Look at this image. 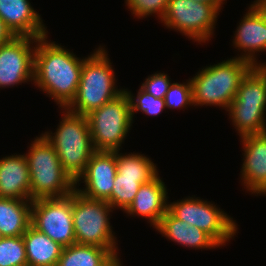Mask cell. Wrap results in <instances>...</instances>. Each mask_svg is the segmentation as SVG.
I'll return each mask as SVG.
<instances>
[{
    "label": "cell",
    "mask_w": 266,
    "mask_h": 266,
    "mask_svg": "<svg viewBox=\"0 0 266 266\" xmlns=\"http://www.w3.org/2000/svg\"><path fill=\"white\" fill-rule=\"evenodd\" d=\"M48 36L37 39L34 53V84L63 109L74 100L81 78L84 58L47 41Z\"/></svg>",
    "instance_id": "cell-1"
},
{
    "label": "cell",
    "mask_w": 266,
    "mask_h": 266,
    "mask_svg": "<svg viewBox=\"0 0 266 266\" xmlns=\"http://www.w3.org/2000/svg\"><path fill=\"white\" fill-rule=\"evenodd\" d=\"M253 67L248 61L235 57L206 66L190 79L192 105H212L227 110L242 79Z\"/></svg>",
    "instance_id": "cell-2"
},
{
    "label": "cell",
    "mask_w": 266,
    "mask_h": 266,
    "mask_svg": "<svg viewBox=\"0 0 266 266\" xmlns=\"http://www.w3.org/2000/svg\"><path fill=\"white\" fill-rule=\"evenodd\" d=\"M105 51L99 46L84 58L76 96L66 108L69 112L86 116L124 91L116 87L115 72Z\"/></svg>",
    "instance_id": "cell-3"
},
{
    "label": "cell",
    "mask_w": 266,
    "mask_h": 266,
    "mask_svg": "<svg viewBox=\"0 0 266 266\" xmlns=\"http://www.w3.org/2000/svg\"><path fill=\"white\" fill-rule=\"evenodd\" d=\"M31 143L24 154L30 172V201L70 195L75 182L63 169L55 148L42 134Z\"/></svg>",
    "instance_id": "cell-4"
},
{
    "label": "cell",
    "mask_w": 266,
    "mask_h": 266,
    "mask_svg": "<svg viewBox=\"0 0 266 266\" xmlns=\"http://www.w3.org/2000/svg\"><path fill=\"white\" fill-rule=\"evenodd\" d=\"M65 110L56 132L42 135L55 148L65 172L76 182L84 173L95 149L86 116Z\"/></svg>",
    "instance_id": "cell-5"
},
{
    "label": "cell",
    "mask_w": 266,
    "mask_h": 266,
    "mask_svg": "<svg viewBox=\"0 0 266 266\" xmlns=\"http://www.w3.org/2000/svg\"><path fill=\"white\" fill-rule=\"evenodd\" d=\"M227 111L240 137L266 132V66L246 74Z\"/></svg>",
    "instance_id": "cell-6"
},
{
    "label": "cell",
    "mask_w": 266,
    "mask_h": 266,
    "mask_svg": "<svg viewBox=\"0 0 266 266\" xmlns=\"http://www.w3.org/2000/svg\"><path fill=\"white\" fill-rule=\"evenodd\" d=\"M113 208L107 201L90 199L72 192V217L77 244L118 249L109 217Z\"/></svg>",
    "instance_id": "cell-7"
},
{
    "label": "cell",
    "mask_w": 266,
    "mask_h": 266,
    "mask_svg": "<svg viewBox=\"0 0 266 266\" xmlns=\"http://www.w3.org/2000/svg\"><path fill=\"white\" fill-rule=\"evenodd\" d=\"M86 118L95 151H119L133 123L126 91L90 112Z\"/></svg>",
    "instance_id": "cell-8"
},
{
    "label": "cell",
    "mask_w": 266,
    "mask_h": 266,
    "mask_svg": "<svg viewBox=\"0 0 266 266\" xmlns=\"http://www.w3.org/2000/svg\"><path fill=\"white\" fill-rule=\"evenodd\" d=\"M223 3L169 0L162 18L165 27L179 31L201 44L213 35Z\"/></svg>",
    "instance_id": "cell-9"
},
{
    "label": "cell",
    "mask_w": 266,
    "mask_h": 266,
    "mask_svg": "<svg viewBox=\"0 0 266 266\" xmlns=\"http://www.w3.org/2000/svg\"><path fill=\"white\" fill-rule=\"evenodd\" d=\"M168 210L177 219L203 230L221 247L237 233V224L232 217L218 209L214 203L198 197L170 202Z\"/></svg>",
    "instance_id": "cell-10"
},
{
    "label": "cell",
    "mask_w": 266,
    "mask_h": 266,
    "mask_svg": "<svg viewBox=\"0 0 266 266\" xmlns=\"http://www.w3.org/2000/svg\"><path fill=\"white\" fill-rule=\"evenodd\" d=\"M31 226L63 247L75 244L72 193L60 198L33 200Z\"/></svg>",
    "instance_id": "cell-11"
},
{
    "label": "cell",
    "mask_w": 266,
    "mask_h": 266,
    "mask_svg": "<svg viewBox=\"0 0 266 266\" xmlns=\"http://www.w3.org/2000/svg\"><path fill=\"white\" fill-rule=\"evenodd\" d=\"M37 39L29 36H15L8 43L0 45L1 89L34 81V53Z\"/></svg>",
    "instance_id": "cell-12"
},
{
    "label": "cell",
    "mask_w": 266,
    "mask_h": 266,
    "mask_svg": "<svg viewBox=\"0 0 266 266\" xmlns=\"http://www.w3.org/2000/svg\"><path fill=\"white\" fill-rule=\"evenodd\" d=\"M116 173V152L95 151L84 173L75 182V190L90 199L106 201L111 196ZM81 179L85 189L77 188Z\"/></svg>",
    "instance_id": "cell-13"
},
{
    "label": "cell",
    "mask_w": 266,
    "mask_h": 266,
    "mask_svg": "<svg viewBox=\"0 0 266 266\" xmlns=\"http://www.w3.org/2000/svg\"><path fill=\"white\" fill-rule=\"evenodd\" d=\"M248 9L239 22L232 41L235 48L245 53L235 58L248 61L253 66H266L265 63L257 62L255 57L257 52L266 51V17L254 2Z\"/></svg>",
    "instance_id": "cell-14"
},
{
    "label": "cell",
    "mask_w": 266,
    "mask_h": 266,
    "mask_svg": "<svg viewBox=\"0 0 266 266\" xmlns=\"http://www.w3.org/2000/svg\"><path fill=\"white\" fill-rule=\"evenodd\" d=\"M244 151L241 180L247 191L266 196V132L241 137Z\"/></svg>",
    "instance_id": "cell-15"
},
{
    "label": "cell",
    "mask_w": 266,
    "mask_h": 266,
    "mask_svg": "<svg viewBox=\"0 0 266 266\" xmlns=\"http://www.w3.org/2000/svg\"><path fill=\"white\" fill-rule=\"evenodd\" d=\"M158 175L140 186L134 200L124 211L128 215L145 217L154 228L158 226L169 206L167 187Z\"/></svg>",
    "instance_id": "cell-16"
},
{
    "label": "cell",
    "mask_w": 266,
    "mask_h": 266,
    "mask_svg": "<svg viewBox=\"0 0 266 266\" xmlns=\"http://www.w3.org/2000/svg\"><path fill=\"white\" fill-rule=\"evenodd\" d=\"M40 17L29 0H0V18L15 36L48 35Z\"/></svg>",
    "instance_id": "cell-17"
},
{
    "label": "cell",
    "mask_w": 266,
    "mask_h": 266,
    "mask_svg": "<svg viewBox=\"0 0 266 266\" xmlns=\"http://www.w3.org/2000/svg\"><path fill=\"white\" fill-rule=\"evenodd\" d=\"M30 172L23 154L0 159V198L30 200Z\"/></svg>",
    "instance_id": "cell-18"
},
{
    "label": "cell",
    "mask_w": 266,
    "mask_h": 266,
    "mask_svg": "<svg viewBox=\"0 0 266 266\" xmlns=\"http://www.w3.org/2000/svg\"><path fill=\"white\" fill-rule=\"evenodd\" d=\"M155 229L169 240L189 248L214 249L220 247L203 230L177 219L169 210Z\"/></svg>",
    "instance_id": "cell-19"
},
{
    "label": "cell",
    "mask_w": 266,
    "mask_h": 266,
    "mask_svg": "<svg viewBox=\"0 0 266 266\" xmlns=\"http://www.w3.org/2000/svg\"><path fill=\"white\" fill-rule=\"evenodd\" d=\"M28 266H56L63 246L30 226L22 235Z\"/></svg>",
    "instance_id": "cell-20"
},
{
    "label": "cell",
    "mask_w": 266,
    "mask_h": 266,
    "mask_svg": "<svg viewBox=\"0 0 266 266\" xmlns=\"http://www.w3.org/2000/svg\"><path fill=\"white\" fill-rule=\"evenodd\" d=\"M32 201L0 198V231L3 237L22 236L31 226Z\"/></svg>",
    "instance_id": "cell-21"
},
{
    "label": "cell",
    "mask_w": 266,
    "mask_h": 266,
    "mask_svg": "<svg viewBox=\"0 0 266 266\" xmlns=\"http://www.w3.org/2000/svg\"><path fill=\"white\" fill-rule=\"evenodd\" d=\"M117 254V249L75 243L63 248L56 266H110Z\"/></svg>",
    "instance_id": "cell-22"
},
{
    "label": "cell",
    "mask_w": 266,
    "mask_h": 266,
    "mask_svg": "<svg viewBox=\"0 0 266 266\" xmlns=\"http://www.w3.org/2000/svg\"><path fill=\"white\" fill-rule=\"evenodd\" d=\"M126 154L116 151L117 172L123 177L141 178L147 183L158 174L156 165L144 154Z\"/></svg>",
    "instance_id": "cell-23"
},
{
    "label": "cell",
    "mask_w": 266,
    "mask_h": 266,
    "mask_svg": "<svg viewBox=\"0 0 266 266\" xmlns=\"http://www.w3.org/2000/svg\"><path fill=\"white\" fill-rule=\"evenodd\" d=\"M144 183L141 178L123 177L117 172L111 196L106 201L113 209L119 208L125 211L134 200L140 186Z\"/></svg>",
    "instance_id": "cell-24"
},
{
    "label": "cell",
    "mask_w": 266,
    "mask_h": 266,
    "mask_svg": "<svg viewBox=\"0 0 266 266\" xmlns=\"http://www.w3.org/2000/svg\"><path fill=\"white\" fill-rule=\"evenodd\" d=\"M25 265L28 263L23 237H3L0 240V266Z\"/></svg>",
    "instance_id": "cell-25"
},
{
    "label": "cell",
    "mask_w": 266,
    "mask_h": 266,
    "mask_svg": "<svg viewBox=\"0 0 266 266\" xmlns=\"http://www.w3.org/2000/svg\"><path fill=\"white\" fill-rule=\"evenodd\" d=\"M124 90L130 100L132 121L134 112L141 111L150 116H157L166 108L164 98H155L153 95L146 93L141 87L136 95L137 99L127 89Z\"/></svg>",
    "instance_id": "cell-26"
},
{
    "label": "cell",
    "mask_w": 266,
    "mask_h": 266,
    "mask_svg": "<svg viewBox=\"0 0 266 266\" xmlns=\"http://www.w3.org/2000/svg\"><path fill=\"white\" fill-rule=\"evenodd\" d=\"M169 0H126V5L137 18L157 15L160 21L164 17Z\"/></svg>",
    "instance_id": "cell-27"
},
{
    "label": "cell",
    "mask_w": 266,
    "mask_h": 266,
    "mask_svg": "<svg viewBox=\"0 0 266 266\" xmlns=\"http://www.w3.org/2000/svg\"><path fill=\"white\" fill-rule=\"evenodd\" d=\"M164 101L166 108H186L192 106V86L191 81L187 83L174 82L170 85L169 90L165 94Z\"/></svg>",
    "instance_id": "cell-28"
},
{
    "label": "cell",
    "mask_w": 266,
    "mask_h": 266,
    "mask_svg": "<svg viewBox=\"0 0 266 266\" xmlns=\"http://www.w3.org/2000/svg\"><path fill=\"white\" fill-rule=\"evenodd\" d=\"M171 84L169 76L160 72L148 76L141 88L155 98H164Z\"/></svg>",
    "instance_id": "cell-29"
},
{
    "label": "cell",
    "mask_w": 266,
    "mask_h": 266,
    "mask_svg": "<svg viewBox=\"0 0 266 266\" xmlns=\"http://www.w3.org/2000/svg\"><path fill=\"white\" fill-rule=\"evenodd\" d=\"M15 35L11 30L6 26V24L0 18V45L8 43L11 41Z\"/></svg>",
    "instance_id": "cell-30"
},
{
    "label": "cell",
    "mask_w": 266,
    "mask_h": 266,
    "mask_svg": "<svg viewBox=\"0 0 266 266\" xmlns=\"http://www.w3.org/2000/svg\"><path fill=\"white\" fill-rule=\"evenodd\" d=\"M253 2L260 8L266 17V0H255Z\"/></svg>",
    "instance_id": "cell-31"
},
{
    "label": "cell",
    "mask_w": 266,
    "mask_h": 266,
    "mask_svg": "<svg viewBox=\"0 0 266 266\" xmlns=\"http://www.w3.org/2000/svg\"><path fill=\"white\" fill-rule=\"evenodd\" d=\"M194 1L205 2V3H224L223 1H226V0H194Z\"/></svg>",
    "instance_id": "cell-32"
},
{
    "label": "cell",
    "mask_w": 266,
    "mask_h": 266,
    "mask_svg": "<svg viewBox=\"0 0 266 266\" xmlns=\"http://www.w3.org/2000/svg\"><path fill=\"white\" fill-rule=\"evenodd\" d=\"M120 258H117L110 266H122Z\"/></svg>",
    "instance_id": "cell-33"
},
{
    "label": "cell",
    "mask_w": 266,
    "mask_h": 266,
    "mask_svg": "<svg viewBox=\"0 0 266 266\" xmlns=\"http://www.w3.org/2000/svg\"><path fill=\"white\" fill-rule=\"evenodd\" d=\"M3 238L2 234H1V231H0V240Z\"/></svg>",
    "instance_id": "cell-34"
}]
</instances>
